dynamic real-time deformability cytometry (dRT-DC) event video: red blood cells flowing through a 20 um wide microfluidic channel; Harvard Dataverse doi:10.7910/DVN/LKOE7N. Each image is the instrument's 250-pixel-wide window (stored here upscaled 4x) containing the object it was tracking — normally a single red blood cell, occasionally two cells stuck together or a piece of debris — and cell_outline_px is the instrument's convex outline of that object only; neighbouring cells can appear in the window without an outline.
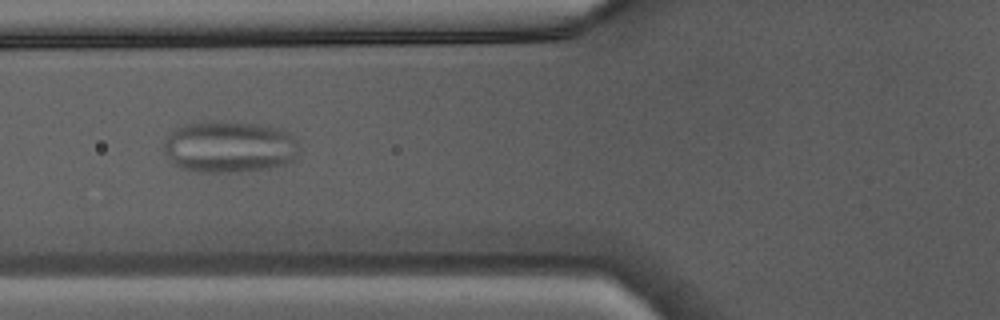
{"species": "Egyptian fruit bat (a non-hibernating species)", "species_latin": "Rousettus aegyptiacus", "temperature_condition": "warm", "stored_images_in_passage": 8, "camera_frame_rate_fps": 3000, "um_per_image_px": 0.085, "animal": {"sex": "male"}, "frame": {"image": 1, "passage_image": 5, "time_ms": 1.333, "image_size_px": [1000, 320], "cell_outline_px": [[300, 148], [292, 160], [284, 164], [268, 168], [240, 172], [196, 172], [172, 164], [164, 152], [164, 144], [168, 136], [176, 128], [184, 124], [212, 120], [256, 124], [276, 128], [288, 132], [300, 144]], "centroid_in_image_um": [19.48, 12.48], "position_along_channel_um": 106.3, "area_um2": 40.92}}